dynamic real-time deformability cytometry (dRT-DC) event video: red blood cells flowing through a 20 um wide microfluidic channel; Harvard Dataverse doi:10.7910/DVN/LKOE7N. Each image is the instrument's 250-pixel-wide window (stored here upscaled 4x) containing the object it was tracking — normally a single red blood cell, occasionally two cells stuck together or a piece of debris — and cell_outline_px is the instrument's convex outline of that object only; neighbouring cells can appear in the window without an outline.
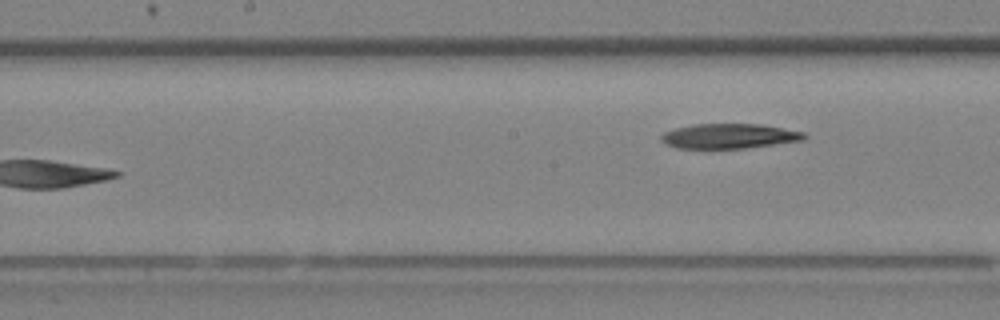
{"species": "Egyptian fruit bat (a non-hibernating species)", "species_latin": "Rousettus aegyptiacus", "temperature_condition": "room temperature", "stored_images_in_passage": 10, "segment_of_instrument_passage": [2, 2], "camera_frame_rate_fps": 3000, "um_per_image_px": 0.085, "animal": {"sex": "female"}, "frame": {"image": 1, "passage_image": 10, "time_ms": 3.0, "image_size_px": [1000, 320], "cell_outline_px": [[808, 136], [804, 140], [744, 148], [676, 148], [664, 144], [660, 140], [660, 136], [664, 132], [676, 128], [692, 124], [760, 124], [804, 132]], "centroid_in_image_um": [61.95, 11.57], "position_along_channel_um": 186.3, "area_um2": 20.69}}